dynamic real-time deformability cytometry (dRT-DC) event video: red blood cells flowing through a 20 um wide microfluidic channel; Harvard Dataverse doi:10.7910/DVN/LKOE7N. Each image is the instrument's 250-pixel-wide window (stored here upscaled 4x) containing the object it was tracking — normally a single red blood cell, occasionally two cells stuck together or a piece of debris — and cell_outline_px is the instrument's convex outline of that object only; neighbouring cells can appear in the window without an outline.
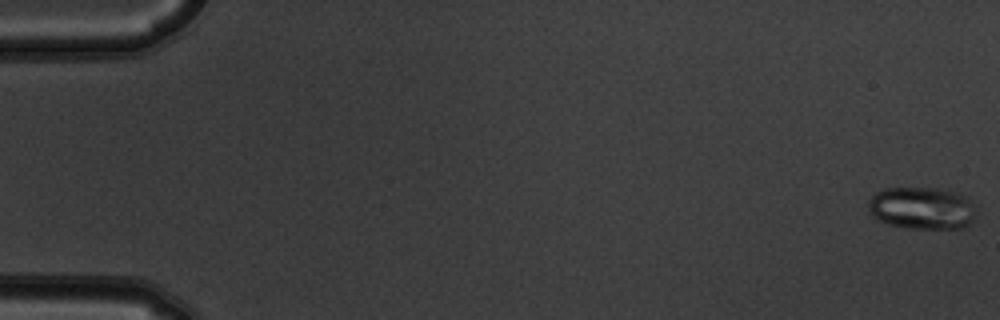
{"species": "common noctule bat (a hibernating species)", "species_latin": "Nyctalus noctula", "temperature_condition": "warm", "stored_images_in_passage": 5, "segment_of_instrument_passage": [2, 2], "camera_frame_rate_fps": 3000, "um_per_image_px": 0.085, "animal": {"sex": "male", "body_mass_g": 19.5, "forearm_length_mm": 54.6}, "frame": {"image": 1, "passage_image": 5, "time_ms": 1.333, "image_size_px": [1000, 320], "cell_outline_px": [[976, 216], [964, 228], [908, 228], [888, 224], [872, 216], [868, 208], [868, 200], [876, 192], [884, 188], [944, 188], [960, 192], [972, 196], [976, 212]], "centroid_in_image_um": [78.43, 17.66], "position_along_channel_um": 6.6, "area_um2": 27.22}}